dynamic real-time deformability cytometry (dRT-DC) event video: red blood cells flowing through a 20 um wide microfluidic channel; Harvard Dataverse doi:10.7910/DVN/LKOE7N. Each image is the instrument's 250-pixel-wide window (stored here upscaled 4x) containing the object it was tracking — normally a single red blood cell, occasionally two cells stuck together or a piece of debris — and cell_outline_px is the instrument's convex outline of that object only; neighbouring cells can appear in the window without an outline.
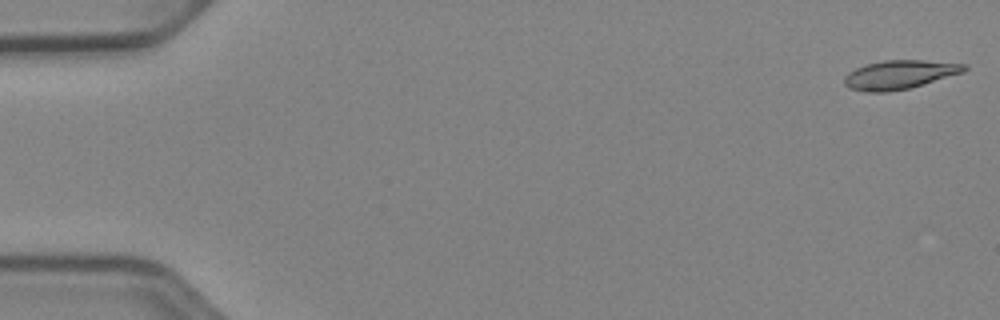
{"species": "Egyptian fruit bat (a non-hibernating species)", "species_latin": "Rousettus aegyptiacus", "temperature_condition": "cold", "stored_images_in_passage": 52, "camera_frame_rate_fps": 3000, "um_per_image_px": 0.085, "animal": {"sex": "female"}, "frame": {"image": 1, "passage_image": 1, "time_ms": 0.0, "image_size_px": [1000, 320], "cell_outline_px": [[968, 68], [964, 72], [908, 88], [888, 92], [864, 92], [848, 88], [844, 84], [844, 76], [848, 72], [856, 68], [868, 64], [884, 60], [924, 60], [968, 64]], "centroid_in_image_um": [76.44, 6.34], "position_along_channel_um": 8.6, "area_um2": 20.11}}
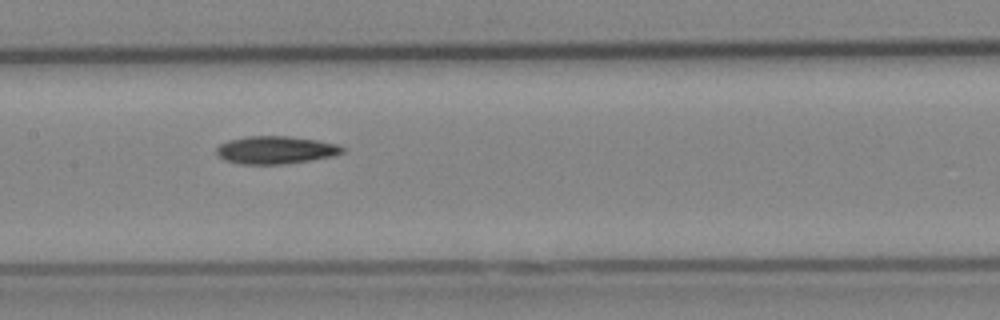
{"frame": {"image": 2, "passage_image": 26, "time_ms": 8.333, "image_size_px": [1000, 320], "cell_outline_px": [[344, 152], [332, 156], [312, 160], [284, 164], [240, 164], [224, 160], [216, 152], [216, 148], [220, 144], [228, 140], [244, 136], [288, 136], [316, 140], [336, 144], [344, 148]], "centroid_in_image_um": [23.4, 12.75], "position_along_channel_um": 184.0, "area_um2": 20.35}}
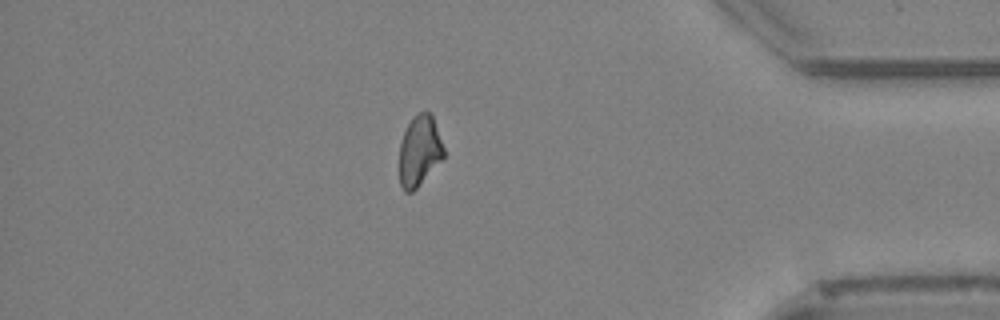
{"frame": {"image": 3, "passage_image": 45, "time_ms": 14.667, "image_size_px": [1000, 320], "cell_outline_px": [[444, 156], [416, 188], [412, 192], [404, 192], [400, 184], [400, 144], [404, 132], [408, 124], [420, 112], [432, 112], [444, 148]], "centroid_in_image_um": [35.66, 12.82], "position_along_channel_um": 399.5, "area_um2": 17.92}, "authors_computed_cell_mechanics": {"area_um2": 19.8254, "velocity_mm_per_s": 3.9285, "shape_relaxation_time_tau1_ms": 7.1908, "shape_relaxation_time_tau2_ms": null, "deformation_change_tau1": 0.1642, "deformation_change_tau2": null}}